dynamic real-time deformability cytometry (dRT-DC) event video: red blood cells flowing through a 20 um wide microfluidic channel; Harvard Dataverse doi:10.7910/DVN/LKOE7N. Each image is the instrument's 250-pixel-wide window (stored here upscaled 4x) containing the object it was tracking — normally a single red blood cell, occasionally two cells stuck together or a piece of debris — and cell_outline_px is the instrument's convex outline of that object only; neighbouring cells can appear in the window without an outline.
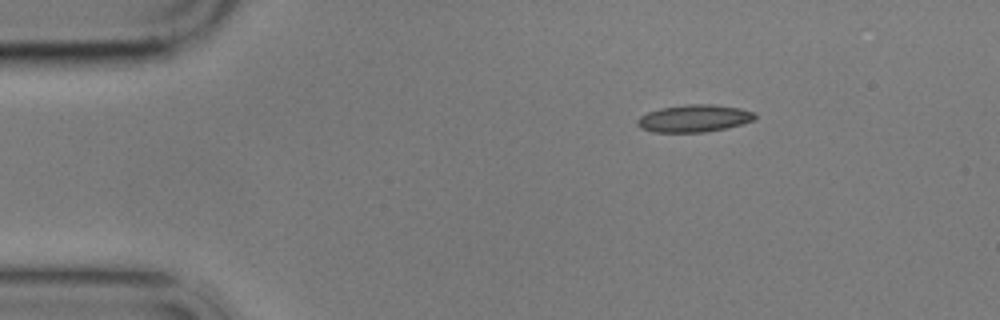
{"species": "common noctule bat (a hibernating species)", "species_latin": "Nyctalus noctula", "temperature_condition": "cold", "stored_images_in_passage": 2, "camera_frame_rate_fps": 3000, "um_per_image_px": 0.085, "animal": {"sex": "male", "body_mass_g": 17.9}, "frame": {"image": 1, "passage_image": 2, "time_ms": 1.333, "image_size_px": [1000, 320], "cell_outline_px": [[756, 116], [752, 120], [740, 124], [724, 128], [704, 132], [652, 132], [640, 128], [636, 124], [636, 120], [640, 116], [648, 112], [660, 108], [684, 104], [712, 104], [740, 108], [752, 112]], "centroid_in_image_um": [58.93, 10.06], "position_along_channel_um": 26.1, "area_um2": 18.61}}